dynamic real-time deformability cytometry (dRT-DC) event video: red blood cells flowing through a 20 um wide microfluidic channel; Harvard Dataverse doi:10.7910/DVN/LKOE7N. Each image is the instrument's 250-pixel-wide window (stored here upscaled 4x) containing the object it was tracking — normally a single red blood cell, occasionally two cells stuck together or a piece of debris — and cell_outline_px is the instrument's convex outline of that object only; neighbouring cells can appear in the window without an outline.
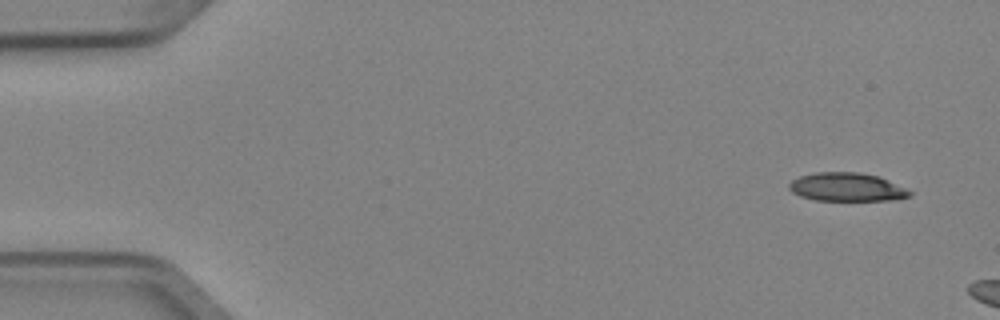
{"species": "Egyptian fruit bat (a non-hibernating species)", "species_latin": "Rousettus aegyptiacus", "temperature_condition": "cold", "stored_images_in_passage": 2, "camera_frame_rate_fps": 3000, "um_per_image_px": 0.085, "animal": {"sex": "female"}, "frame": {"image": 1, "passage_image": 1, "time_ms": 0.0, "image_size_px": [1000, 320], "cell_outline_px": [[912, 196], [892, 200], [816, 200], [800, 196], [792, 192], [788, 188], [788, 184], [792, 180], [800, 176], [816, 172], [860, 172], [880, 176], [912, 192]], "centroid_in_image_um": [71.97, 15.89], "position_along_channel_um": 13.0, "area_um2": 20.0}}